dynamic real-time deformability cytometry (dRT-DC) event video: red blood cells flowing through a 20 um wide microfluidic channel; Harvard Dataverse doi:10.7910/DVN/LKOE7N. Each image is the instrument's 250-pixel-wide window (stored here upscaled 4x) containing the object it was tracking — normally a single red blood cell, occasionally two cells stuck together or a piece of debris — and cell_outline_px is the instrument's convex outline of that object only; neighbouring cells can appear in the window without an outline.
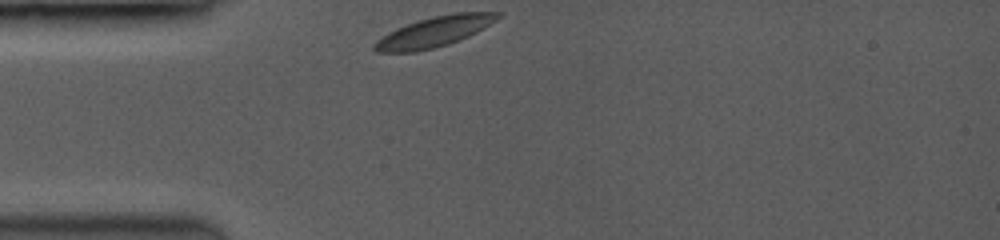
{"species": "common noctule bat (a hibernating species)", "species_latin": "Nyctalus noctula", "temperature_condition": "room temperature", "stored_images_in_passage": 24, "camera_frame_rate_fps": 3500, "um_per_image_px": 0.085, "animal": {"sex": "female", "body_mass_g": 19.0, "forearm_length_mm": 53.3}, "frame": {"image": 1, "passage_image": 1, "time_ms": 0.0, "image_size_px": [1000, 240], "cell_outline_px": [[504, 16], [484, 28], [468, 36], [448, 44], [432, 48], [412, 52], [376, 52], [372, 48], [372, 44], [380, 36], [396, 28], [432, 16], [452, 12], [504, 12]], "centroid_in_image_um": [36.93, 2.68], "position_along_channel_um": 48.1, "area_um2": 21.91}}
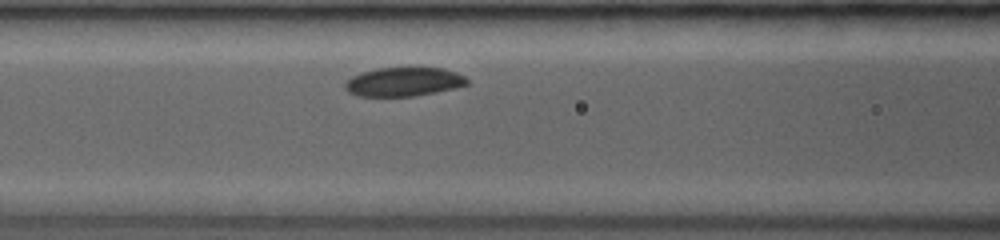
{"frame": {"image": 2, "passage_image": 15, "time_ms": 2.571, "image_size_px": [1000, 240], "cell_outline_px": [[468, 84], [452, 88], [412, 96], [360, 96], [348, 92], [344, 88], [344, 84], [352, 76], [360, 72], [376, 68], [444, 68], [456, 72], [464, 76], [468, 80]], "centroid_in_image_um": [34.27, 6.94], "position_along_channel_um": 132.3, "area_um2": 20.35}}
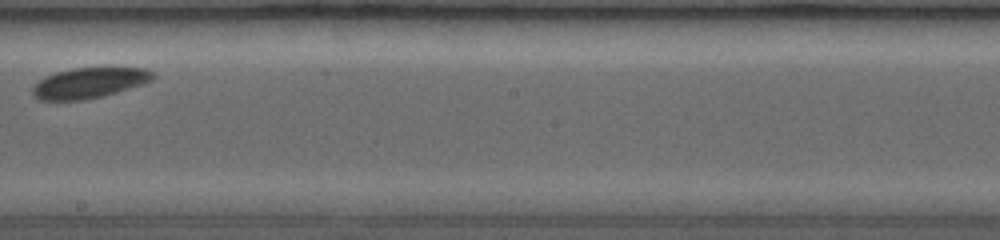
{"frame": {"image": 3, "passage_image": 22, "time_ms": 5.429, "image_size_px": [1000, 240], "cell_outline_px": [[156, 76], [152, 80], [144, 84], [116, 92], [100, 96], [80, 100], [44, 100], [36, 96], [32, 92], [32, 88], [44, 76], [56, 72], [72, 68], [112, 64], [144, 68], [152, 72]], "centroid_in_image_um": [7.68, 6.97], "position_along_channel_um": 240.5, "area_um2": 22.08}}